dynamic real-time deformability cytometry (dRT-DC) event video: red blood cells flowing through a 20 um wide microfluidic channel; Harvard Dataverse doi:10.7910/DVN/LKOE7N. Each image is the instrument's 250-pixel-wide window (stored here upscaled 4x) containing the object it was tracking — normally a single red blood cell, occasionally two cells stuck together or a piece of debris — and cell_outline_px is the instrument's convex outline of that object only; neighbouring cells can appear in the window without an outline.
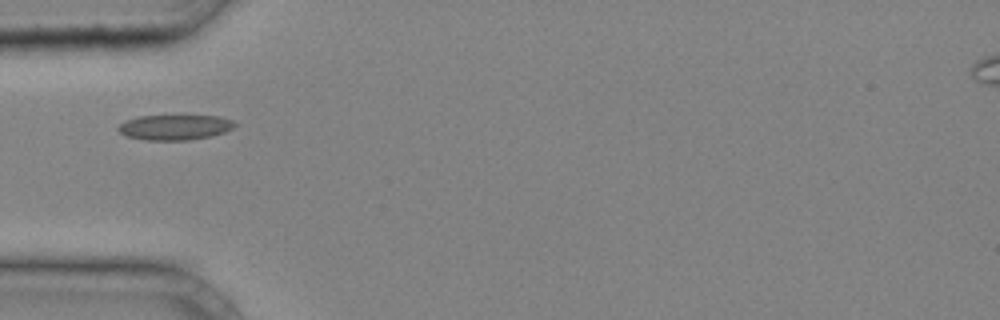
{"species": "common noctule bat (a hibernating species)", "species_latin": "Nyctalus noctula", "temperature_condition": "cold", "stored_images_in_passage": 24, "camera_frame_rate_fps": 3000, "um_per_image_px": 0.085, "animal": {"sex": "male", "body_mass_g": 20.4}, "frame": {"image": 1, "passage_image": 1, "time_ms": 0.0, "image_size_px": [1000, 320], "cell_outline_px": [[236, 124], [232, 128], [224, 132], [212, 136], [188, 140], [144, 140], [124, 136], [116, 128], [124, 120], [140, 116], [220, 116], [232, 120]], "centroid_in_image_um": [14.82, 10.82], "position_along_channel_um": 70.2, "area_um2": 17.17}}
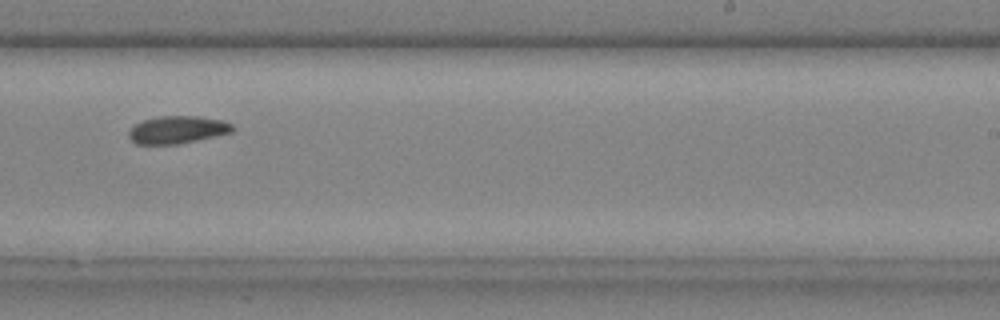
{"frame": {"image": 2, "passage_image": 14, "time_ms": 4.333, "image_size_px": [1000, 320], "cell_outline_px": [[236, 128], [232, 132], [180, 144], [136, 144], [128, 136], [128, 132], [136, 124], [144, 120], [160, 116], [196, 116], [220, 120], [232, 124]], "centroid_in_image_um": [15.09, 11.03], "position_along_channel_um": 273.9, "area_um2": 16.53}}